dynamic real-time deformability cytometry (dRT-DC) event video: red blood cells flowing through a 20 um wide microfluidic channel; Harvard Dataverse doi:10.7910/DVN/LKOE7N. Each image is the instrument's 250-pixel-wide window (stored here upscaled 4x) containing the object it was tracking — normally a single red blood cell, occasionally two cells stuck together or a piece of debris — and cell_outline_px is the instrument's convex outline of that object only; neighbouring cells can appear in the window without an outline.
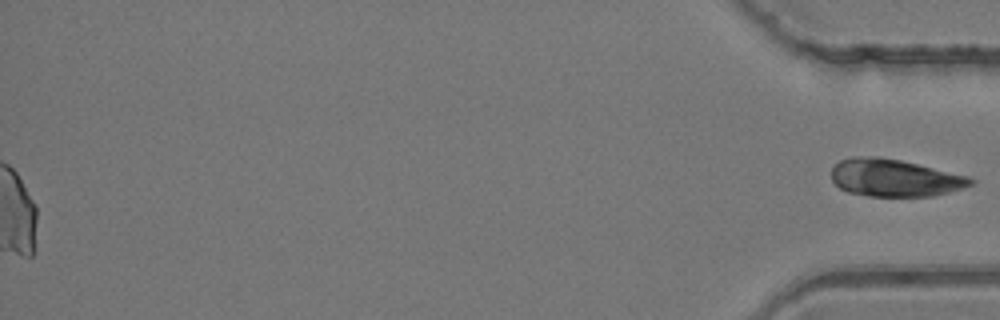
{"species": "common noctule bat (a hibernating species)", "species_latin": "Nyctalus noctula", "temperature_condition": "room temperature", "stored_images_in_passage": 51, "segment_of_instrument_passage": [2, 2], "camera_frame_rate_fps": 3000, "um_per_image_px": 0.085, "animal": {"sex": "female", "body_mass_g": 24.6, "forearm_length_mm": 56.2}, "frame": {"image": 1, "passage_image": 51, "time_ms": 16.667, "image_size_px": [1000, 320], "cell_outline_px": [[976, 180], [972, 184], [964, 188], [932, 196], [868, 196], [848, 192], [840, 188], [832, 180], [832, 168], [840, 160], [852, 156], [876, 156], [900, 160], [968, 176]], "centroid_in_image_um": [76.02, 15.11], "position_along_channel_um": 359.2, "area_um2": 30.23}}